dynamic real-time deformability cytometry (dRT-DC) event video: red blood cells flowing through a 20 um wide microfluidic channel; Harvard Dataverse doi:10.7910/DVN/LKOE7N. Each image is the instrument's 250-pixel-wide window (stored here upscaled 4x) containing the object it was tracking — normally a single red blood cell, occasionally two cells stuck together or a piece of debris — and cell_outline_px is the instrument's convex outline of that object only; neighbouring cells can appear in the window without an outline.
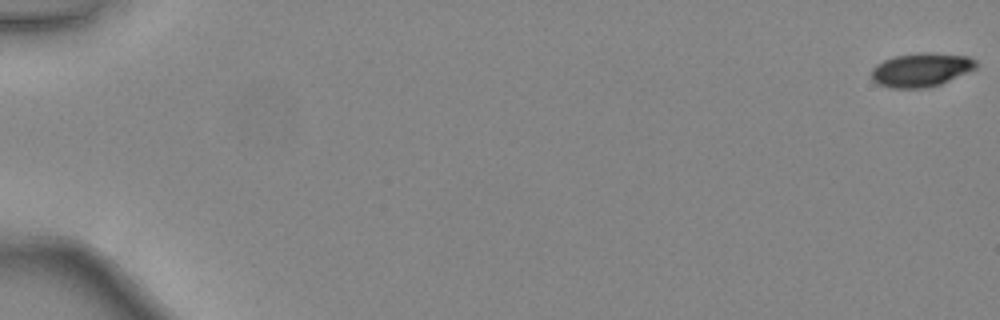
{"species": "common noctule bat (a hibernating species)", "species_latin": "Nyctalus noctula", "temperature_condition": "warm", "stored_images_in_passage": 48, "camera_frame_rate_fps": 3000, "um_per_image_px": 0.085, "animal": {"sex": "female", "body_mass_g": 24.6, "forearm_length_mm": 56.2}, "frame": {"image": 1, "passage_image": 1, "time_ms": 0.0, "image_size_px": [1000, 320], "cell_outline_px": [[976, 68], [940, 84], [924, 88], [892, 88], [876, 84], [872, 80], [872, 68], [876, 64], [884, 60], [896, 56], [920, 52], [928, 52], [968, 56], [976, 60]], "centroid_in_image_um": [78.27, 5.93], "position_along_channel_um": 6.7, "area_um2": 20.52}}
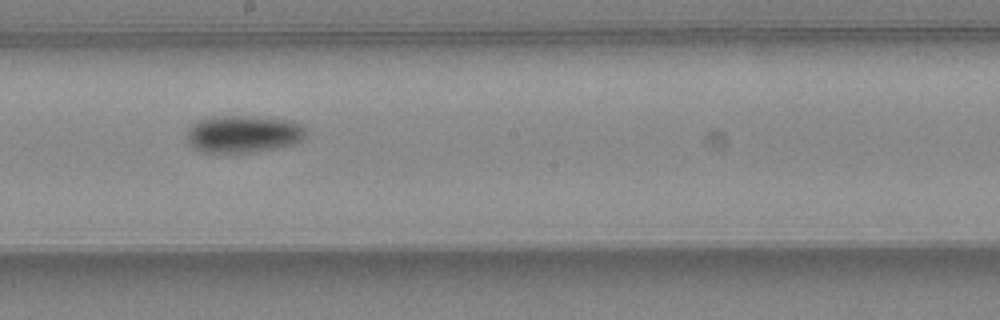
{"frame": {"image": 2, "passage_image": 29, "time_ms": 9.333, "image_size_px": [1000, 320], "cell_outline_px": [[304, 136], [300, 140], [292, 144], [276, 148], [252, 152], [200, 152], [188, 140], [188, 128], [192, 124], [200, 120], [212, 116], [256, 116], [292, 120], [304, 124]], "centroid_in_image_um": [20.7, 11.37], "position_along_channel_um": 227.5, "area_um2": 25.78}}
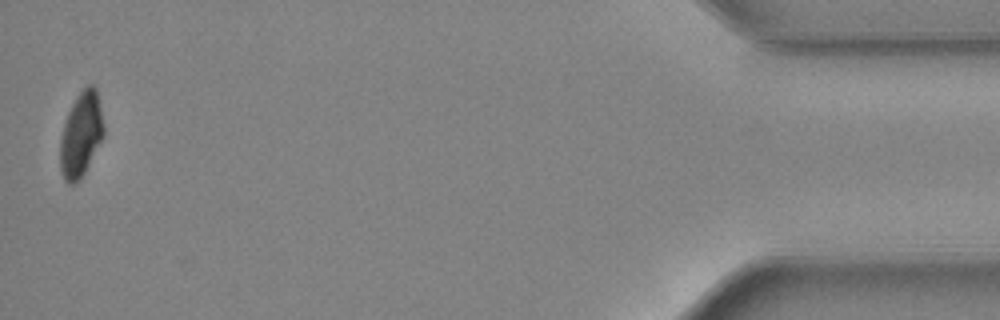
{"frame": {"image": 3, "passage_image": 48, "time_ms": 15.667, "image_size_px": [1000, 320], "cell_outline_px": [[104, 136], [80, 180], [76, 184], [68, 184], [64, 180], [60, 172], [60, 140], [64, 124], [68, 112], [76, 96], [88, 84], [92, 84], [96, 88], [104, 124]], "centroid_in_image_um": [6.88, 11.46], "position_along_channel_um": 428.3, "area_um2": 21.56}, "authors_computed_cell_mechanics": {"area_um2": 22.7443, "velocity_mm_per_s": 4.4721, "shape_relaxation_time_tau1_ms": 4.0992, "shape_relaxation_time_tau2_ms": null, "deformation_change_tau1": 0.1181, "deformation_change_tau2": null}}